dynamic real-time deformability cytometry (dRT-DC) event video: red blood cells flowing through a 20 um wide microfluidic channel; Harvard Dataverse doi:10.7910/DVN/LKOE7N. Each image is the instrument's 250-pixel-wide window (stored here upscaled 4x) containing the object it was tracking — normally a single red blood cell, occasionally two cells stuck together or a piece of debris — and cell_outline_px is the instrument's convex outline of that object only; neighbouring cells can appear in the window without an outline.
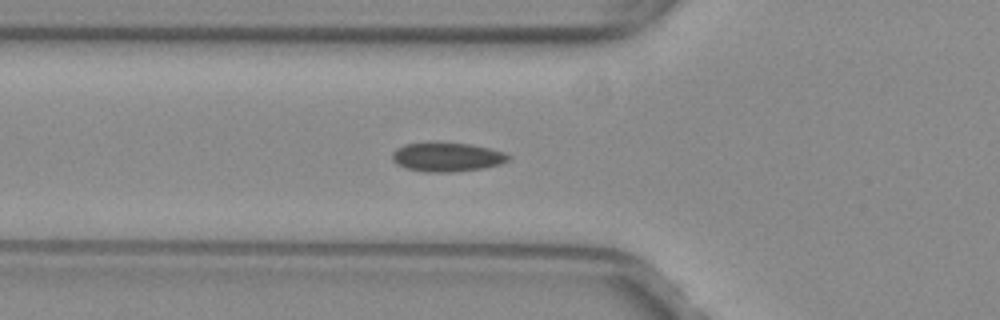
{"species": "common noctule bat (a hibernating species)", "species_latin": "Nyctalus noctula", "temperature_condition": "warm", "stored_images_in_passage": 47, "camera_frame_rate_fps": 3000, "um_per_image_px": 0.085, "animal": {"sex": "female", "body_mass_g": 29.2, "forearm_length_mm": 56.3}, "frame": {"image": 1, "passage_image": 19, "time_ms": 6.0, "image_size_px": [1000, 320], "cell_outline_px": [[508, 160], [500, 164], [484, 168], [456, 172], [424, 172], [408, 168], [396, 164], [392, 160], [392, 152], [396, 148], [404, 144], [428, 140], [432, 140], [468, 144], [488, 148], [504, 152], [508, 156]], "centroid_in_image_um": [37.92, 13.32], "position_along_channel_um": 87.9, "area_um2": 20.17}}
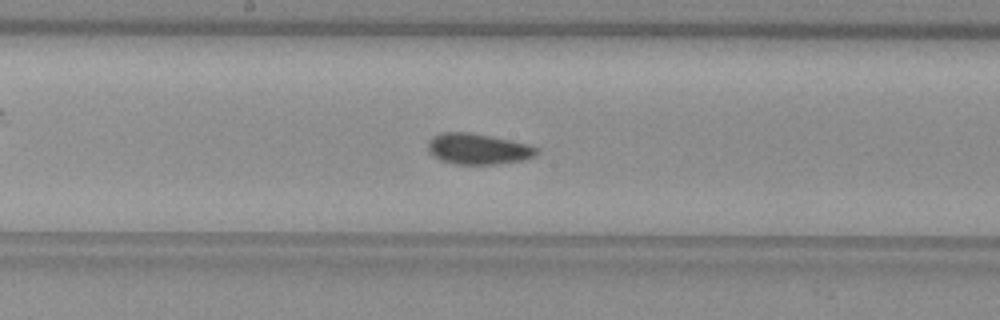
{"frame": {"image": 2, "passage_image": 28, "time_ms": 9.0, "image_size_px": [1000, 320], "cell_outline_px": [[540, 152], [536, 156], [524, 160], [496, 164], [456, 164], [440, 160], [428, 152], [428, 140], [432, 136], [440, 132], [468, 132], [528, 144], [540, 148]], "centroid_in_image_um": [40.64, 12.66], "position_along_channel_um": 207.6, "area_um2": 19.65}}
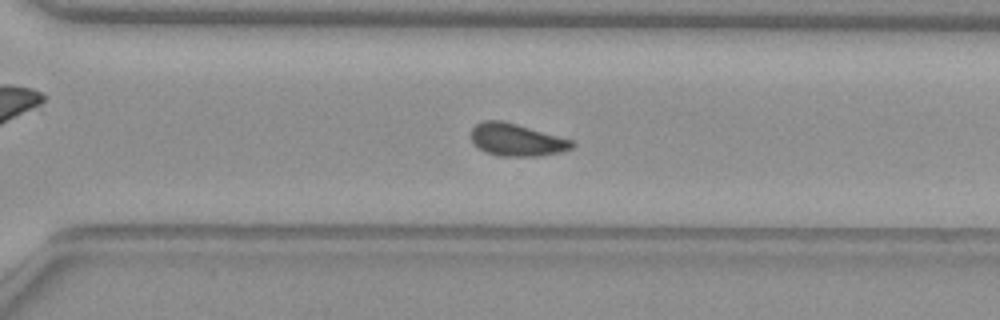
{"frame": {"image": 3, "passage_image": 37, "time_ms": 12.0, "image_size_px": [1000, 320], "cell_outline_px": [[576, 144], [572, 148], [560, 152], [536, 156], [496, 156], [484, 152], [472, 140], [472, 128], [476, 124], [484, 120], [504, 120], [572, 140]], "centroid_in_image_um": [43.91, 11.88], "position_along_channel_um": 326.7, "area_um2": 19.02}, "authors_computed_cell_mechanics": {"area_um2": 19.0162, "velocity_mm_per_s": 3.9764, "shape_relaxation_time_tau1_ms": null, "shape_relaxation_time_tau2_ms": 2.1796, "deformation_change_tau1": null, "deformation_change_tau2": 0.0653}}